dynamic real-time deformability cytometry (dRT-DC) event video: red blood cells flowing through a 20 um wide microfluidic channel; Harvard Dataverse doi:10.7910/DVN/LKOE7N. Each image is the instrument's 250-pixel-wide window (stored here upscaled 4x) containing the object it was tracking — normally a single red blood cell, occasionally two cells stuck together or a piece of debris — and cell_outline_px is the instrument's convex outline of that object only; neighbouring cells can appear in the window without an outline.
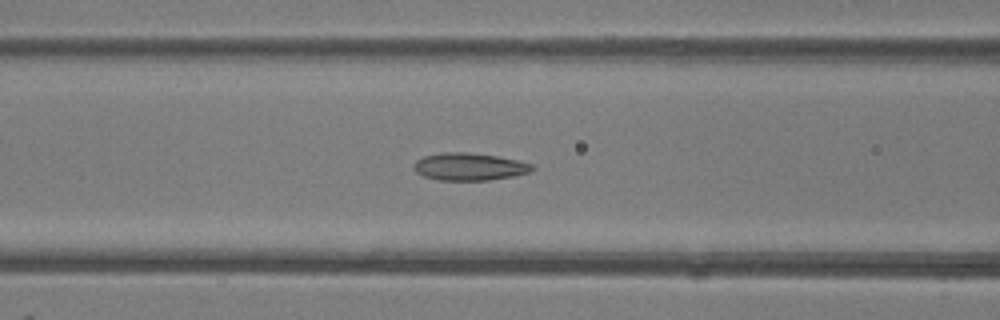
{"species": "common noctule bat (a hibernating species)", "species_latin": "Nyctalus noctula", "temperature_condition": "room temperature", "stored_images_in_passage": 47, "camera_frame_rate_fps": 3000, "um_per_image_px": 0.085, "animal": {"sex": "female"}, "frame": {"image": 1, "passage_image": 19, "time_ms": 6.0, "image_size_px": [1000, 320], "cell_outline_px": [[536, 168], [528, 172], [512, 176], [488, 180], [436, 180], [424, 176], [416, 172], [412, 168], [412, 164], [416, 160], [424, 156], [440, 152], [468, 152], [496, 156], [516, 160], [532, 164]], "centroid_in_image_um": [39.83, 14.16], "position_along_channel_um": 126.8, "area_um2": 18.96}}
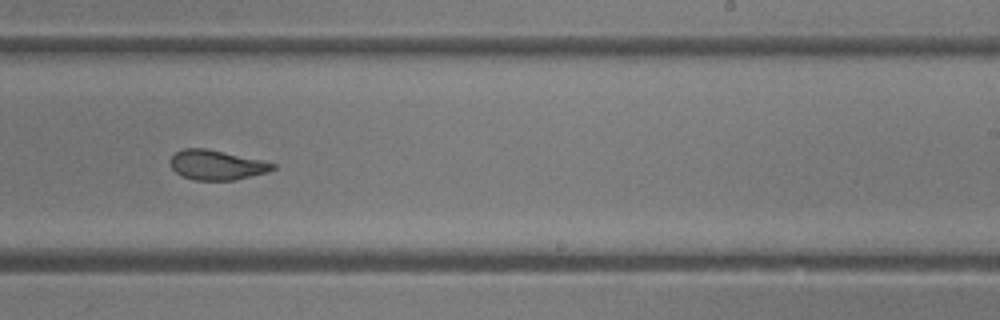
{"frame": {"image": 2, "passage_image": 29, "time_ms": 9.333, "image_size_px": [1000, 320], "cell_outline_px": [[276, 168], [268, 172], [232, 180], [192, 180], [176, 172], [172, 168], [168, 160], [176, 152], [184, 148], [204, 148], [264, 160], [276, 164]], "centroid_in_image_um": [18.42, 14.02], "position_along_channel_um": 270.6, "area_um2": 17.74}}
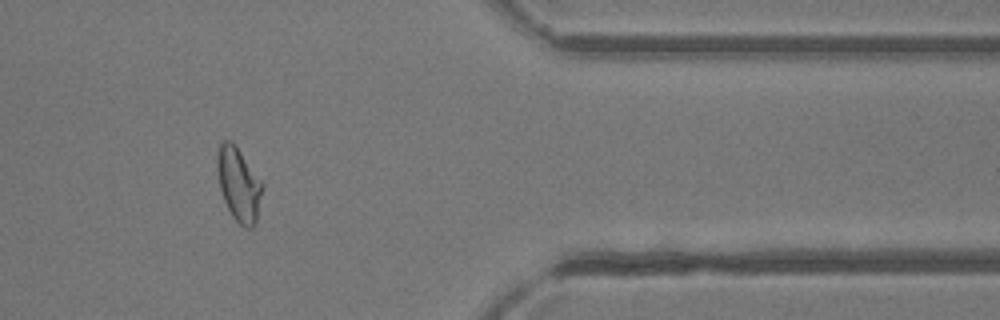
{"frame": {"image": 3, "passage_image": 39, "time_ms": 12.667, "image_size_px": [1000, 320], "cell_outline_px": [[264, 184], [256, 224], [252, 228], [244, 228], [232, 216], [224, 200], [220, 188], [216, 168], [216, 156], [220, 144], [224, 140], [232, 140], [236, 144]], "centroid_in_image_um": [20.3, 15.65], "position_along_channel_um": 391.1, "area_um2": 19.71}, "authors_computed_cell_mechanics": {"area_um2": 19.7098, "velocity_mm_per_s": 4.3252, "shape_relaxation_time_tau1_ms": 3.6172, "shape_relaxation_time_tau2_ms": 1.2741, "deformation_change_tau1": 0.1434, "deformation_change_tau2": 0.0874}}